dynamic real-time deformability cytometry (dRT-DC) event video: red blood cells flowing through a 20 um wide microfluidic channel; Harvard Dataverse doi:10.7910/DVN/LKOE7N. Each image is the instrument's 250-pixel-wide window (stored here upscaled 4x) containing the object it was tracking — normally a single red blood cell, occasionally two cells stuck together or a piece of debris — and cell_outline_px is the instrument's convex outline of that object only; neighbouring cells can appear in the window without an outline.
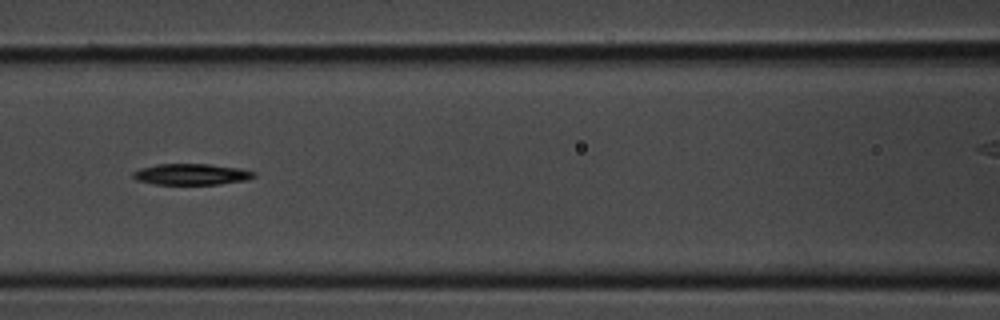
{"species": "common noctule bat (a hibernating species)", "species_latin": "Nyctalus noctula", "temperature_condition": "room temperature", "stored_images_in_passage": 31, "segment_of_instrument_passage": [1, 2], "camera_frame_rate_fps": 3000, "um_per_image_px": 0.085, "animal": {"sex": "male", "body_mass_g": 20.1, "forearm_length_mm": 53.5}, "frame": {"image": 1, "passage_image": 9, "time_ms": 2.667, "image_size_px": [1000, 320], "cell_outline_px": [[256, 176], [244, 180], [220, 184], [156, 184], [136, 180], [132, 176], [132, 172], [140, 168], [156, 164], [208, 164], [240, 168], [256, 172]], "centroid_in_image_um": [16.25, 14.81], "position_along_channel_um": 150.3, "area_um2": 14.85}}
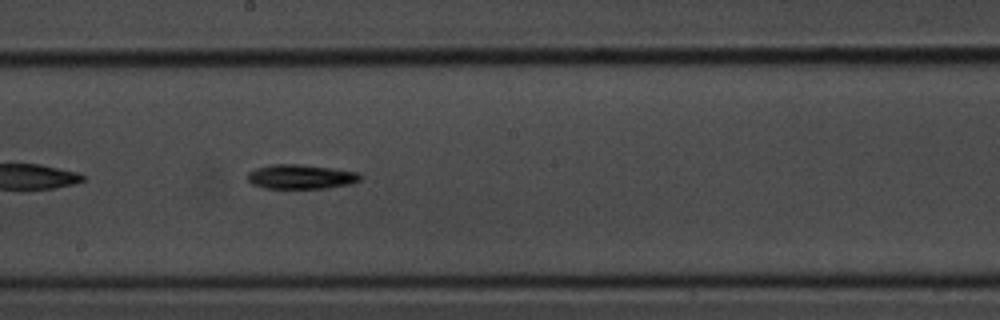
{"frame": {"image": 2, "passage_image": 13, "time_ms": 4.0, "image_size_px": [1000, 320], "cell_outline_px": [[364, 176], [360, 180], [352, 184], [328, 188], [264, 188], [252, 184], [248, 180], [248, 172], [256, 168], [272, 164], [296, 164], [332, 168], [360, 172]], "centroid_in_image_um": [25.63, 15.02], "position_along_channel_um": 222.6, "area_um2": 16.18}}
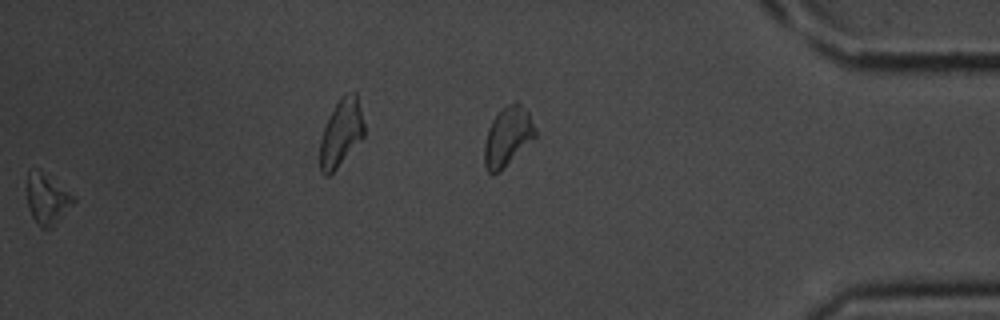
{"frame": {"image": 3, "passage_image": 30, "time_ms": 9.667, "image_size_px": [1000, 320], "cell_outline_px": [[76, 200], [52, 228], [40, 228], [32, 216], [28, 208], [28, 172], [40, 176], [76, 196]], "centroid_in_image_um": [4.03, 17.1], "position_along_channel_um": 431.2, "area_um2": 12.37}}